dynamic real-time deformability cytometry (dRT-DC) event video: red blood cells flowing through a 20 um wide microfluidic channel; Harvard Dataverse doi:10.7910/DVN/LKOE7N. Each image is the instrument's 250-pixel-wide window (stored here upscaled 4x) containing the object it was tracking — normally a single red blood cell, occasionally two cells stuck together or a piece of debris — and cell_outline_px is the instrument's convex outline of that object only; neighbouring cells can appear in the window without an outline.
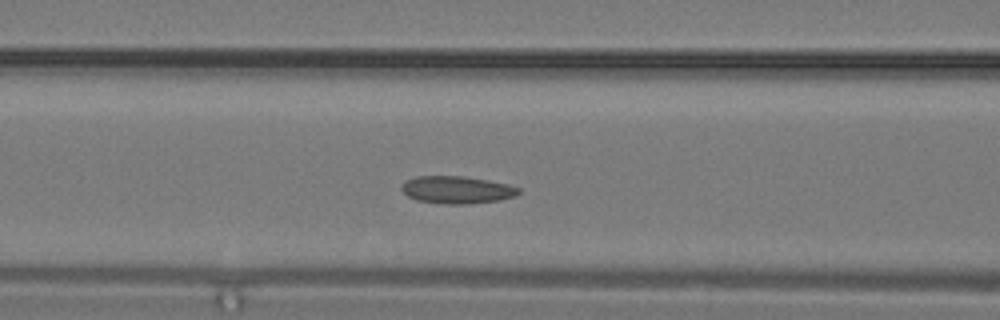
{"species": "common noctule bat (a hibernating species)", "species_latin": "Nyctalus noctula", "temperature_condition": "warm", "stored_images_in_passage": 7, "segment_of_instrument_passage": [1, 2], "camera_frame_rate_fps": 3000, "um_per_image_px": 0.085, "animal": {"sex": "male", "body_mass_g": 19.2, "forearm_length_mm": 51.8}, "frame": {"image": 1, "passage_image": 4, "time_ms": 1.0, "image_size_px": [1000, 320], "cell_outline_px": [[520, 192], [516, 196], [500, 200], [464, 204], [444, 204], [416, 200], [408, 196], [400, 188], [404, 180], [416, 176], [464, 176], [488, 180], [508, 184], [520, 188]], "centroid_in_image_um": [38.83, 16.13], "position_along_channel_um": 127.8, "area_um2": 18.84}}
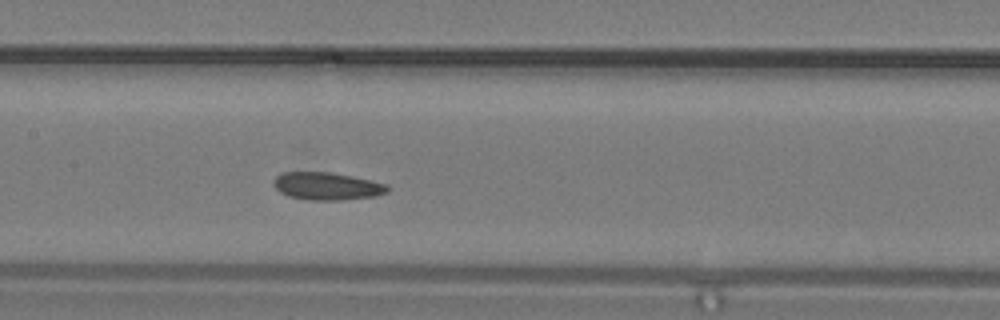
{"frame": {"image": 2, "passage_image": 6, "time_ms": 1.667, "image_size_px": [1000, 320], "cell_outline_px": [[388, 192], [376, 196], [344, 200], [308, 200], [288, 196], [280, 192], [272, 184], [272, 180], [276, 176], [284, 172], [328, 172], [352, 176], [388, 184]], "centroid_in_image_um": [27.78, 15.83], "position_along_channel_um": 179.6, "area_um2": 18.44}}